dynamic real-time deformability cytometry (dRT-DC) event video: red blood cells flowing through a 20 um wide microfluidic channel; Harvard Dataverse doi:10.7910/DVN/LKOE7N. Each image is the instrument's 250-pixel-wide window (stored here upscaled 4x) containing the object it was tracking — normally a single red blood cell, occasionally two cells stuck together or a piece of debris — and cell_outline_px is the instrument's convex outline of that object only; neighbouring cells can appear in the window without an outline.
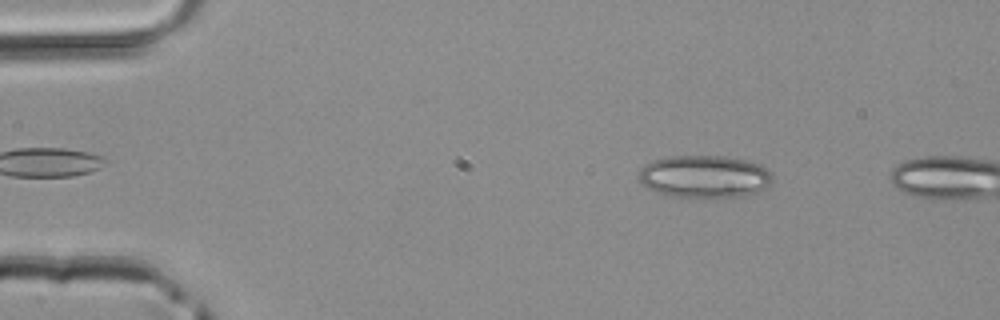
{"species": "common noctule bat (a hibernating species)", "species_latin": "Nyctalus noctula", "temperature_condition": "room temperature", "stored_images_in_passage": 2, "camera_frame_rate_fps": 3000, "um_per_image_px": 0.085, "animal": {"sex": "male", "body_mass_g": 20.4}, "frame": {"image": 1, "passage_image": 1, "time_ms": 0.0, "image_size_px": [1000, 320], "cell_outline_px": [[772, 180], [764, 188], [748, 196], [728, 200], [704, 200], [664, 196], [648, 188], [640, 180], [640, 168], [644, 164], [652, 160], [672, 156], [724, 156], [744, 160], [760, 164], [772, 172]], "centroid_in_image_um": [59.9, 15.07], "position_along_channel_um": 25.1, "area_um2": 34.45}}